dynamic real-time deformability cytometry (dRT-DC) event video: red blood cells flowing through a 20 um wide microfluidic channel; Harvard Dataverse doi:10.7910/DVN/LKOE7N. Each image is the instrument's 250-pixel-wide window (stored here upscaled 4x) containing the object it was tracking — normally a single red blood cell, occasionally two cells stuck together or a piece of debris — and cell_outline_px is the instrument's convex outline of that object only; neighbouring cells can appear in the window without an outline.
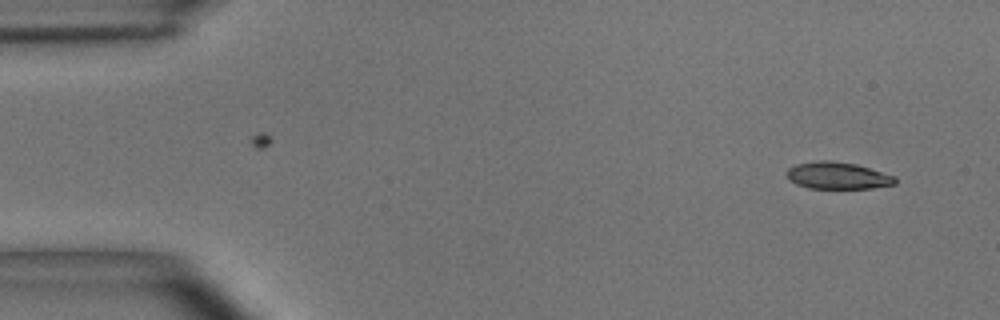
{"species": "common noctule bat (a hibernating species)", "species_latin": "Nyctalus noctula", "temperature_condition": "room temperature", "stored_images_in_passage": 6, "camera_frame_rate_fps": 3000, "um_per_image_px": 0.085, "animal": {"sex": "male", "body_mass_g": 15.6}, "frame": {"image": 1, "passage_image": 1, "time_ms": 0.0, "image_size_px": [1000, 320], "cell_outline_px": [[896, 184], [872, 188], [808, 188], [796, 184], [784, 172], [788, 168], [796, 164], [820, 160], [832, 160], [856, 164], [896, 176]], "centroid_in_image_um": [71.21, 14.92], "position_along_channel_um": 13.8, "area_um2": 17.05}}
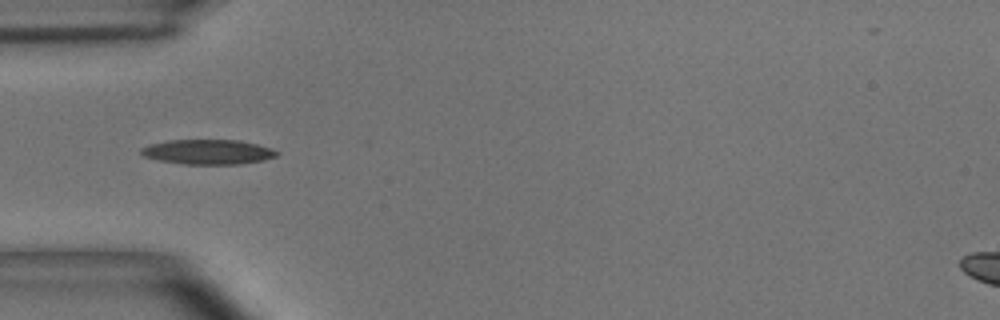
{"frame": {"image": 2, "passage_image": 4, "time_ms": 1.0, "image_size_px": [1000, 320], "cell_outline_px": [[280, 152], [276, 156], [264, 160], [240, 164], [184, 164], [160, 160], [144, 156], [140, 152], [140, 148], [148, 144], [168, 140], [240, 140], [256, 144]], "centroid_in_image_um": [17.65, 12.91], "position_along_channel_um": 67.3, "area_um2": 19.54}}
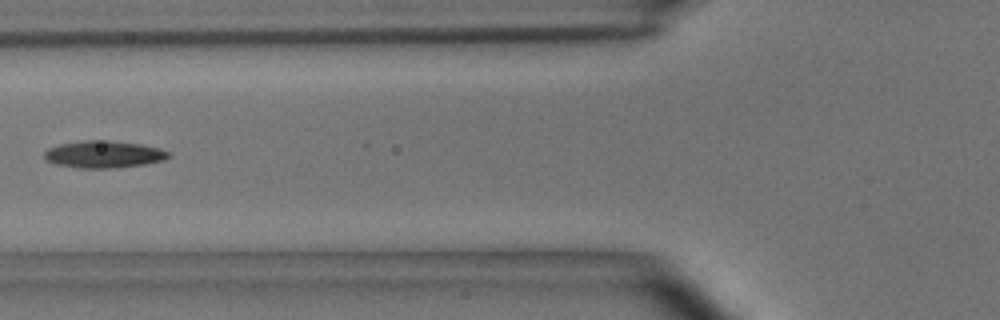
{"frame": {"image": 3, "passage_image": 5, "time_ms": 1.333, "image_size_px": [1000, 320], "cell_outline_px": [[172, 156], [164, 160], [144, 164], [116, 168], [76, 168], [56, 164], [44, 160], [44, 152], [48, 148], [60, 144], [84, 140], [108, 140], [140, 144], [160, 148], [172, 152]], "centroid_in_image_um": [8.84, 13.12], "position_along_channel_um": 117.0, "area_um2": 19.88}}